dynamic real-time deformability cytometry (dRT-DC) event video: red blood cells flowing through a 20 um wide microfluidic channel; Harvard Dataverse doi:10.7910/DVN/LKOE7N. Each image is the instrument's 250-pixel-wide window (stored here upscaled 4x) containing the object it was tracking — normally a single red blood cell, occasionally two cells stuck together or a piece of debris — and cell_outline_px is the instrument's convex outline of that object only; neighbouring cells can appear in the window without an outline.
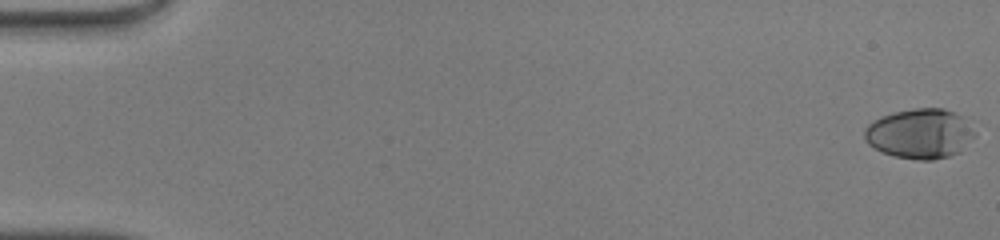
{"species": "human", "species_latin": "Homo sapiens", "temperature_condition": "warm", "stored_images_in_passage": 49, "camera_frame_rate_fps": 3000, "um_per_image_px": 0.085, "donor": {"sex": "male"}, "frame": {"image": 1, "passage_image": 1, "time_ms": 0.0, "image_size_px": [1000, 240], "cell_outline_px": [[976, 136], [960, 152], [948, 156], [932, 160], [920, 160], [896, 156], [884, 152], [868, 144], [864, 136], [864, 128], [872, 120], [880, 116], [912, 108], [944, 108], [960, 116], [976, 132]], "centroid_in_image_um": [78.19, 11.35], "position_along_channel_um": 6.8, "area_um2": 31.91}}
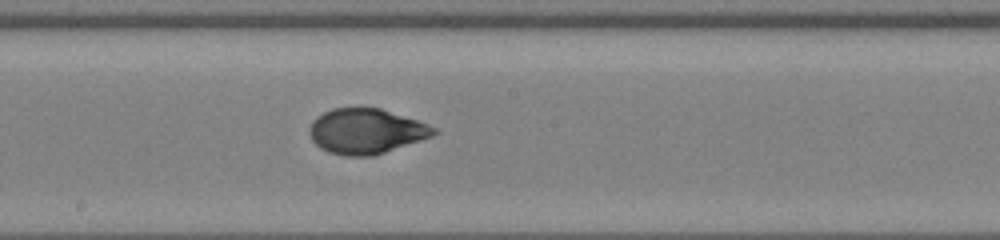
{"frame": {"image": 2, "passage_image": 28, "time_ms": 9.0, "image_size_px": [1000, 240], "cell_outline_px": [[440, 132], [432, 136], [372, 156], [348, 156], [328, 152], [320, 148], [312, 140], [308, 132], [312, 120], [316, 116], [332, 108], [380, 108], [428, 124], [436, 128]], "centroid_in_image_um": [31.09, 11.15], "position_along_channel_um": 217.1, "area_um2": 32.54}}
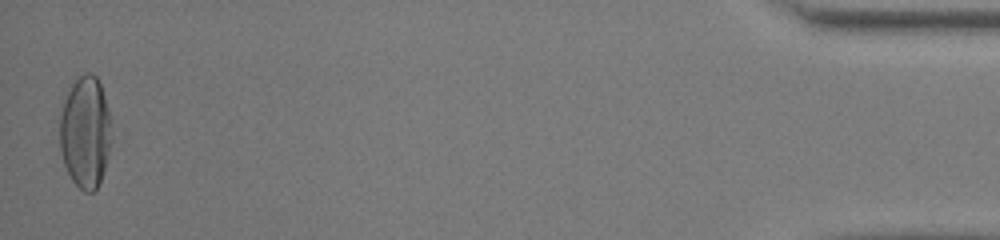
{"frame": {"image": 3, "passage_image": 49, "time_ms": 16.0, "image_size_px": [1000, 240], "cell_outline_px": [[112, 140], [108, 156], [100, 180], [96, 188], [92, 192], [84, 192], [72, 180], [64, 164], [60, 148], [60, 116], [64, 100], [72, 84], [84, 72], [92, 72], [96, 76], [100, 84], [108, 108]], "centroid_in_image_um": [7.25, 11.22], "position_along_channel_um": 427.9, "area_um2": 33.52}, "authors_computed_cell_mechanics": {"area_um2": 32.4836, "velocity_mm_per_s": 4.2885, "shape_relaxation_time_tau1_ms": 5.2708, "shape_relaxation_time_tau2_ms": null, "deformation_change_tau1": 0.2492, "deformation_change_tau2": null}}